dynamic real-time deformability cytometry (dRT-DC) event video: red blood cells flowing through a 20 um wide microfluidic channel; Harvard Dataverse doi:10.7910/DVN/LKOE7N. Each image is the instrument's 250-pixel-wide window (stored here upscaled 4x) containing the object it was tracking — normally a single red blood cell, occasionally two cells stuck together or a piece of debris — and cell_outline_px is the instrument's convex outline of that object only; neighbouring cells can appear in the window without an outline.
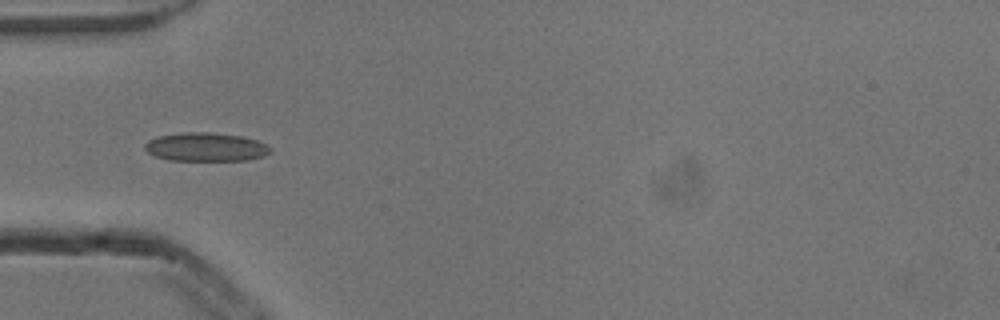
{"species": "common noctule bat (a hibernating species)", "species_latin": "Nyctalus noctula", "temperature_condition": "cold", "stored_images_in_passage": 6, "camera_frame_rate_fps": 3000, "um_per_image_px": 0.085, "animal": {"sex": "male", "body_mass_g": 13.3}, "frame": {"image": 1, "passage_image": 5, "time_ms": 1.333, "image_size_px": [1000, 320], "cell_outline_px": [[272, 152], [264, 156], [248, 160], [168, 160], [156, 156], [148, 152], [144, 148], [144, 144], [148, 140], [160, 136], [184, 132], [208, 132], [240, 136], [256, 140], [272, 148]], "centroid_in_image_um": [17.5, 12.5], "position_along_channel_um": 67.5, "area_um2": 20.81}}
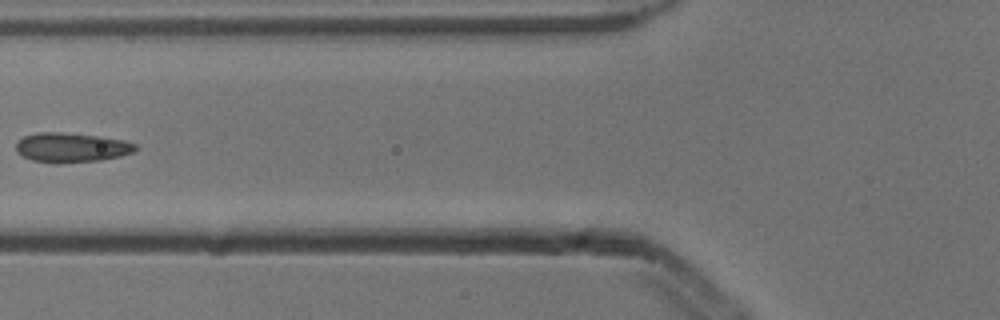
{"frame": {"image": 2, "passage_image": 6, "time_ms": 1.667, "image_size_px": [1000, 320], "cell_outline_px": [[140, 148], [136, 152], [120, 156], [100, 160], [60, 164], [56, 164], [32, 160], [16, 152], [16, 144], [24, 136], [40, 132], [64, 132], [100, 136], [124, 140], [136, 144]], "centroid_in_image_um": [6.12, 12.54], "position_along_channel_um": 119.7, "area_um2": 20.87}}